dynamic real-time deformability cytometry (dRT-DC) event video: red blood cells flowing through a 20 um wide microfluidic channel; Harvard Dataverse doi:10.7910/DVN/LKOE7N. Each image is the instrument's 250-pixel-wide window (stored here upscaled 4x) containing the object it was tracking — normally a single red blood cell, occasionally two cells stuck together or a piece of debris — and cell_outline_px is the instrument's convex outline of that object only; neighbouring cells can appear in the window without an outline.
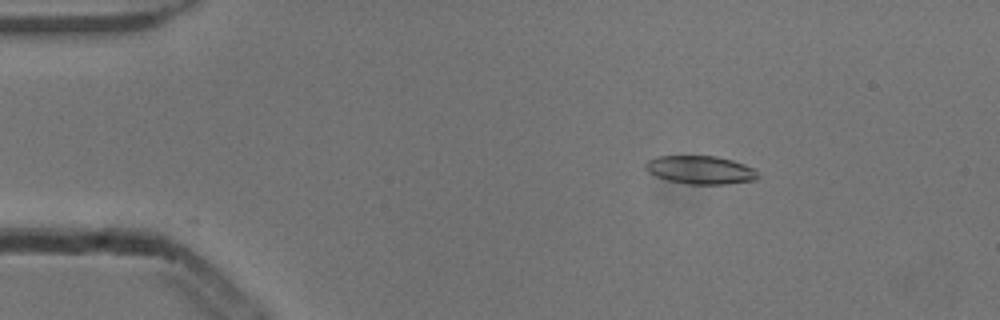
{"species": "common noctule bat (a hibernating species)", "species_latin": "Nyctalus noctula", "temperature_condition": "cold", "stored_images_in_passage": 46, "camera_frame_rate_fps": 3000, "um_per_image_px": 0.085, "animal": {"sex": "male", "body_mass_g": 13.3}, "frame": {"image": 1, "passage_image": 1, "time_ms": 0.0, "image_size_px": [1000, 320], "cell_outline_px": [[760, 176], [756, 180], [724, 184], [688, 184], [668, 180], [656, 176], [648, 172], [644, 168], [644, 164], [648, 160], [656, 156], [716, 156], [732, 160], [744, 164], [752, 168]], "centroid_in_image_um": [59.51, 14.44], "position_along_channel_um": 25.5, "area_um2": 18.5}}
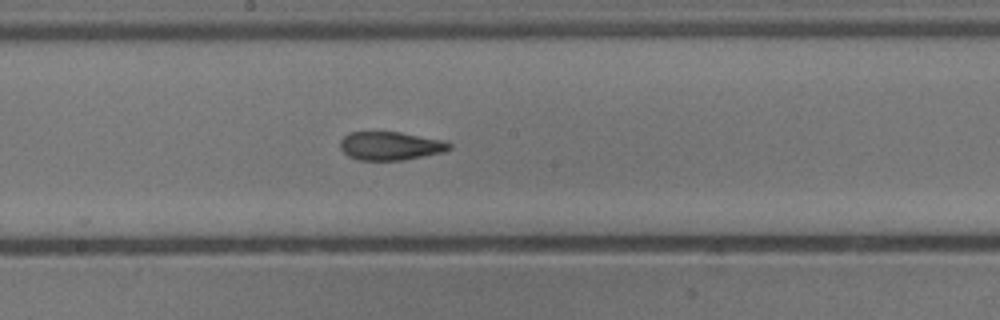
{"frame": {"image": 2, "passage_image": 21, "time_ms": 6.667, "image_size_px": [1000, 320], "cell_outline_px": [[452, 148], [444, 152], [404, 160], [360, 160], [348, 156], [340, 148], [340, 140], [348, 132], [400, 132], [444, 140], [452, 144]], "centroid_in_image_um": [33.2, 12.4], "position_along_channel_um": 215.0, "area_um2": 18.21}}
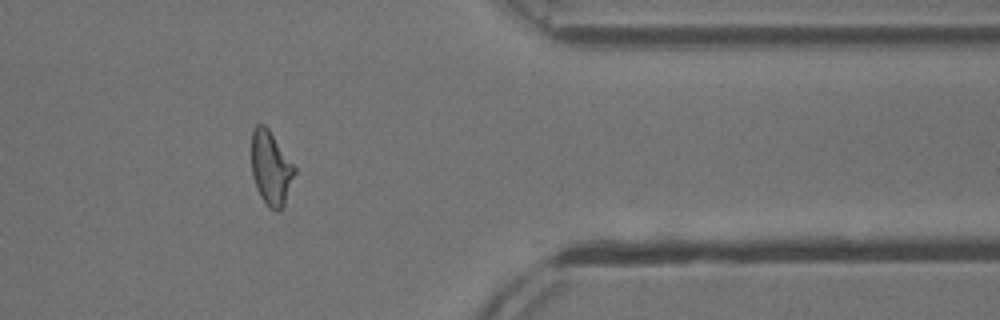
{"frame": {"image": 3, "passage_image": 36, "time_ms": 11.667, "image_size_px": [1000, 320], "cell_outline_px": [[296, 172], [284, 204], [276, 212], [268, 208], [260, 196], [256, 188], [252, 176], [252, 132], [256, 124], [264, 124], [268, 128], [296, 168]], "centroid_in_image_um": [23.02, 14.3], "position_along_channel_um": 388.4, "area_um2": 18.5}, "authors_computed_cell_mechanics": {"area_um2": 18.6116, "velocity_mm_per_s": 3.8644, "shape_relaxation_time_tau1_ms": 9.8599, "shape_relaxation_time_tau2_ms": 2.4828, "deformation_change_tau1": 0.2236, "deformation_change_tau2": 0.1088}}